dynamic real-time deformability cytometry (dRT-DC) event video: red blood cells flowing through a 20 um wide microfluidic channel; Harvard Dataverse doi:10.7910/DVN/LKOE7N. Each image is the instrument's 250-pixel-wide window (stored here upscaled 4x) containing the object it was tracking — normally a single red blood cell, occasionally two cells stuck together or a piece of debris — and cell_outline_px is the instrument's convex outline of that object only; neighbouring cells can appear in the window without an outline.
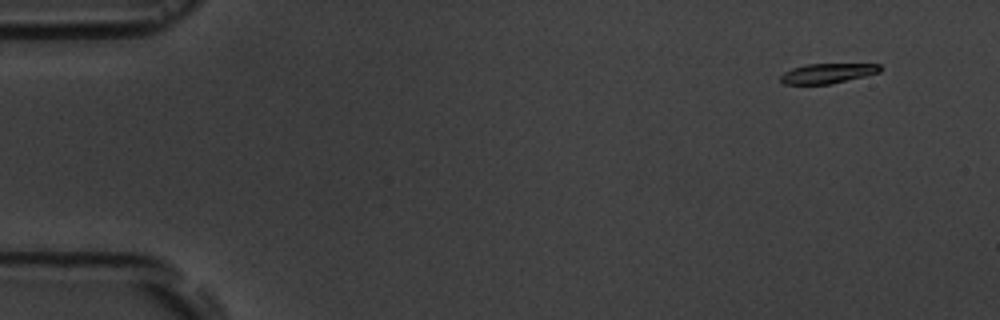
{"species": "common noctule bat (a hibernating species)", "species_latin": "Nyctalus noctula", "temperature_condition": "room temperature", "stored_images_in_passage": 9, "camera_frame_rate_fps": 3000, "um_per_image_px": 0.085, "animal": {"sex": "male", "body_mass_g": 19.5, "forearm_length_mm": 54.6}, "frame": {"image": 1, "passage_image": 2, "time_ms": 1.0, "image_size_px": [1000, 320], "cell_outline_px": [[880, 72], [832, 84], [784, 84], [780, 80], [780, 76], [784, 72], [792, 68], [804, 64], [880, 64]], "centroid_in_image_um": [70.3, 6.23], "position_along_channel_um": 14.7, "area_um2": 11.5}}
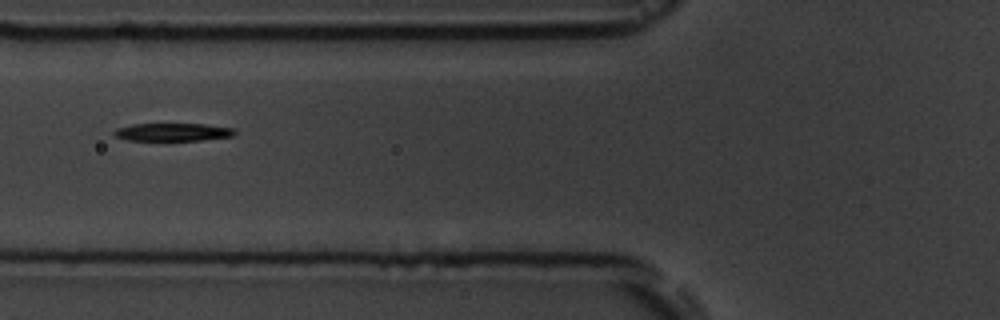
{"frame": {"image": 2, "passage_image": 6, "time_ms": 6.667, "image_size_px": [1000, 320], "cell_outline_px": [[236, 132], [232, 136], [200, 140], [128, 140], [116, 136], [112, 132], [116, 128], [132, 124], [204, 124], [232, 128]], "centroid_in_image_um": [14.65, 11.22], "position_along_channel_um": 111.1, "area_um2": 12.37}}
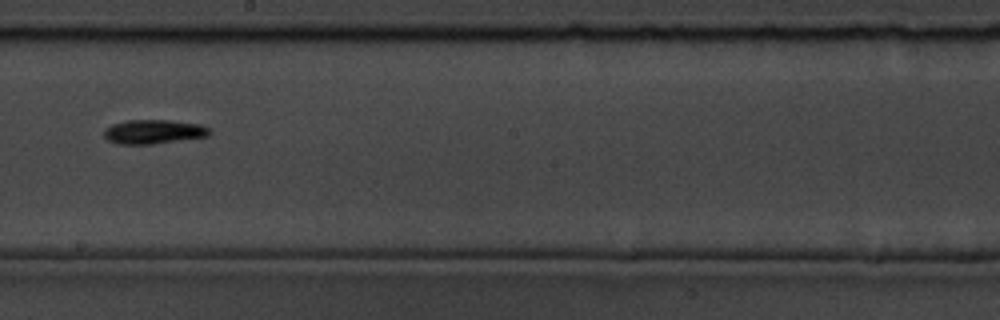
{"frame": {"image": 3, "passage_image": 9, "time_ms": 10.0, "image_size_px": [1000, 320], "cell_outline_px": [[212, 132], [208, 136], [152, 144], [120, 144], [108, 140], [104, 136], [104, 128], [112, 124], [128, 120], [168, 120], [200, 124], [208, 128]], "centroid_in_image_um": [13.04, 11.19], "position_along_channel_um": 235.2, "area_um2": 14.8}}